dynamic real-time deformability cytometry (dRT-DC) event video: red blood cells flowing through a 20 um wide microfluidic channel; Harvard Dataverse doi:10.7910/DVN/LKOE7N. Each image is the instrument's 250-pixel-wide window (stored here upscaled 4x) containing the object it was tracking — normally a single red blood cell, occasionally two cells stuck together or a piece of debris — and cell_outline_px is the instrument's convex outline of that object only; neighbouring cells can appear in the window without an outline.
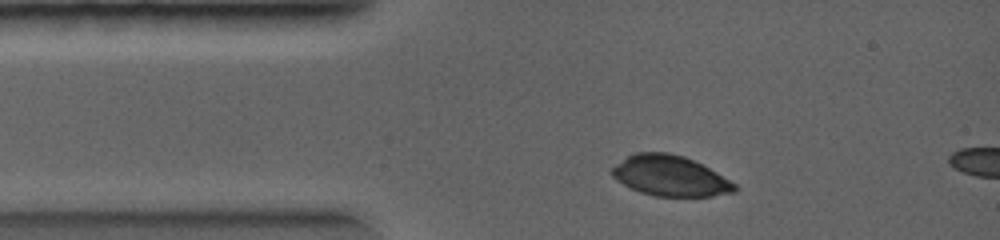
{"species": "common noctule bat (a hibernating species)", "species_latin": "Nyctalus noctula", "temperature_condition": "warm", "stored_images_in_passage": 13, "camera_frame_rate_fps": 5000, "um_per_image_px": 0.085, "animal": {"sex": "female", "body_mass_g": 19.0, "forearm_length_mm": 56.7}, "frame": {"image": 1, "passage_image": 1, "time_ms": 0.0, "image_size_px": [1000, 240], "cell_outline_px": [[736, 188], [732, 192], [712, 196], [656, 196], [640, 192], [616, 180], [612, 176], [612, 168], [616, 164], [628, 156], [636, 152], [668, 152], [684, 156], [708, 168], [736, 184]], "centroid_in_image_um": [56.93, 14.94], "position_along_channel_um": 28.1, "area_um2": 28.44}}
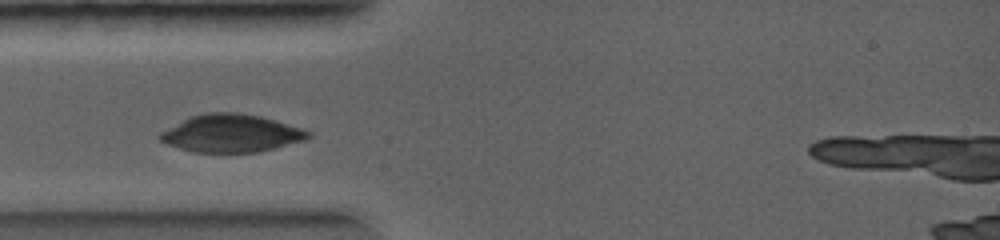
{"frame": {"image": 2, "passage_image": 8, "time_ms": 1.0, "image_size_px": [1000, 240], "cell_outline_px": [[312, 136], [304, 140], [276, 148], [260, 152], [192, 152], [168, 144], [160, 140], [156, 136], [160, 132], [188, 116], [204, 112], [240, 112], [260, 116], [300, 128], [312, 132]], "centroid_in_image_um": [19.62, 11.32], "position_along_channel_um": 65.4, "area_um2": 32.71}}